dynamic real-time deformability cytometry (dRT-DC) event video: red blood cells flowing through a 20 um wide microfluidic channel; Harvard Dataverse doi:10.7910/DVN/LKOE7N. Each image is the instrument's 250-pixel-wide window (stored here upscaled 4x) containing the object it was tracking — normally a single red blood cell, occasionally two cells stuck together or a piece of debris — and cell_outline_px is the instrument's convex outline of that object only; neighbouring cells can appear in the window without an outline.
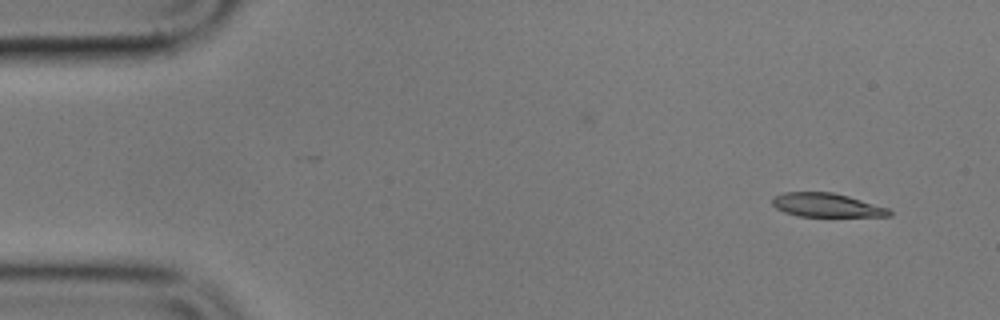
{"species": "common noctule bat (a hibernating species)", "species_latin": "Nyctalus noctula", "temperature_condition": "cold", "stored_images_in_passage": 3, "camera_frame_rate_fps": 3000, "um_per_image_px": 0.085, "animal": {"sex": "male", "body_mass_g": 17.9}, "frame": {"image": 1, "passage_image": 3, "time_ms": 2.333, "image_size_px": [1000, 320], "cell_outline_px": [[892, 216], [800, 216], [784, 212], [776, 208], [772, 204], [772, 196], [784, 192], [832, 192], [848, 196], [888, 208], [892, 212]], "centroid_in_image_um": [70.23, 17.43], "position_along_channel_um": 14.8, "area_um2": 16.13}}